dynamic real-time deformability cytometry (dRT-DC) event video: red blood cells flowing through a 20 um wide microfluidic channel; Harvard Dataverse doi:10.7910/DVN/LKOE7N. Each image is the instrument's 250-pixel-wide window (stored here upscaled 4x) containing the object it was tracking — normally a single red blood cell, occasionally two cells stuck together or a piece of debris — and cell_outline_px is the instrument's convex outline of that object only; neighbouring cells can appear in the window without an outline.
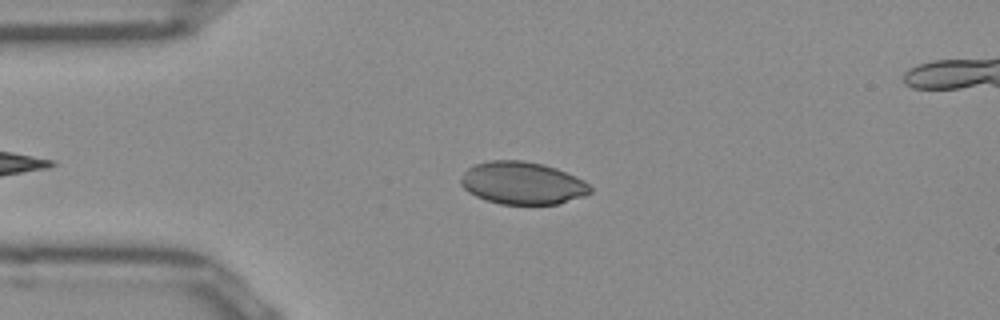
{"species": "Egyptian fruit bat (a non-hibernating species)", "species_latin": "Rousettus aegyptiacus", "temperature_condition": "room temperature", "stored_images_in_passage": 36, "camera_frame_rate_fps": 3000, "um_per_image_px": 0.085, "frame": {"image": 1, "passage_image": 1, "time_ms": 0.0, "image_size_px": [1000, 320], "cell_outline_px": [[592, 192], [584, 196], [560, 204], [500, 204], [476, 196], [468, 192], [460, 184], [460, 180], [464, 172], [468, 168], [476, 164], [488, 160], [524, 160], [544, 164], [556, 168], [584, 180], [592, 188]], "centroid_in_image_um": [44.42, 15.56], "position_along_channel_um": 40.6, "area_um2": 32.19}}
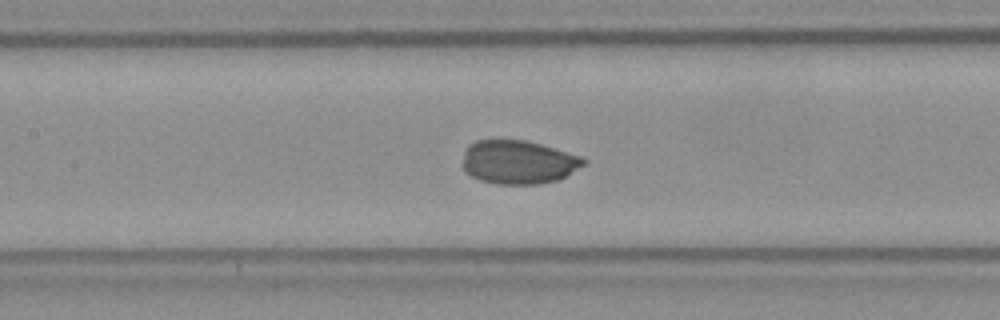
{"frame": {"image": 2, "passage_image": 12, "time_ms": 3.667, "image_size_px": [1000, 320], "cell_outline_px": [[588, 160], [584, 164], [564, 176], [556, 180], [540, 184], [496, 184], [480, 180], [464, 172], [460, 164], [464, 152], [468, 144], [476, 140], [524, 140], [540, 144], [580, 156]], "centroid_in_image_um": [43.98, 13.78], "position_along_channel_um": 163.4, "area_um2": 30.81}}
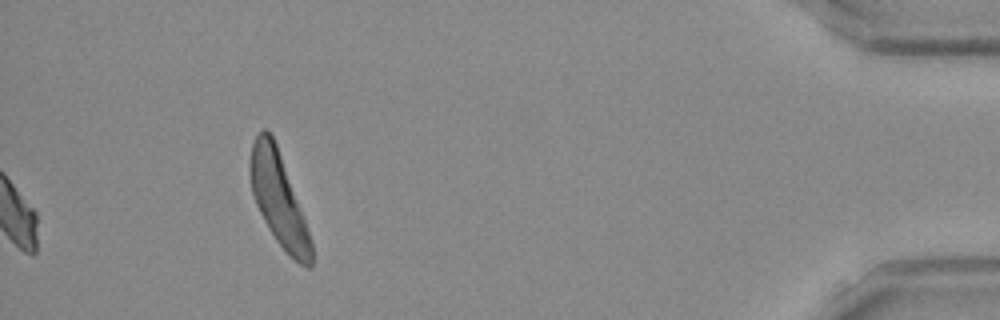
{"frame": {"image": 3, "passage_image": 36, "time_ms": 11.667, "image_size_px": [1000, 320], "cell_outline_px": [[312, 268], [308, 268], [300, 264], [276, 240], [264, 220], [256, 204], [252, 192], [248, 172], [248, 164], [252, 144], [256, 136], [264, 128], [272, 136], [276, 144], [304, 220], [312, 244]], "centroid_in_image_um": [23.63, 16.91], "position_along_channel_um": 411.6, "area_um2": 31.96}}